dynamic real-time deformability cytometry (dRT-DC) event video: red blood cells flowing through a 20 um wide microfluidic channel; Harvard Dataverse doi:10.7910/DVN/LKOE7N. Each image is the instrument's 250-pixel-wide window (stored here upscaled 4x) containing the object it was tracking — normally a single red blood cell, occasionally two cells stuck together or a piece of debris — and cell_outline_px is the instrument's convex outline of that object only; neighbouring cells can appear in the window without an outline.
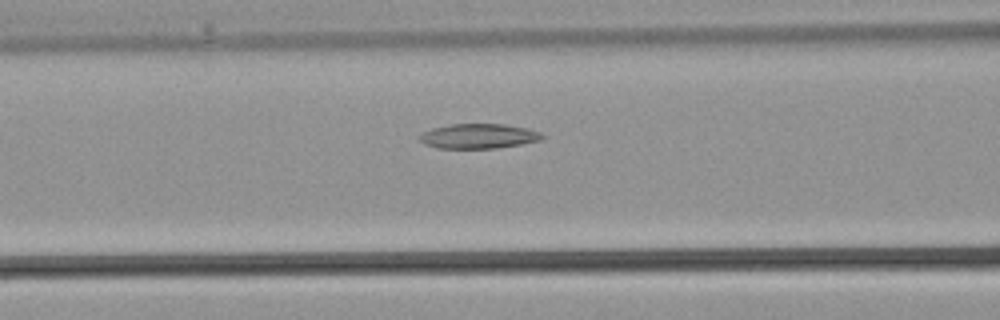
{"species": "common noctule bat (a hibernating species)", "species_latin": "Nyctalus noctula", "temperature_condition": "warm", "stored_images_in_passage": 24, "camera_frame_rate_fps": 3000, "um_per_image_px": 0.085, "animal": {"sex": "male", "body_mass_g": 21.5, "forearm_length_mm": 52.0}, "frame": {"image": 1, "passage_image": 4, "time_ms": 1.0, "image_size_px": [1000, 320], "cell_outline_px": [[548, 136], [540, 140], [520, 144], [496, 148], [436, 148], [424, 144], [416, 136], [432, 128], [448, 124], [504, 124], [528, 128], [540, 132]], "centroid_in_image_um": [40.67, 11.57], "position_along_channel_um": 125.9, "area_um2": 17.86}}
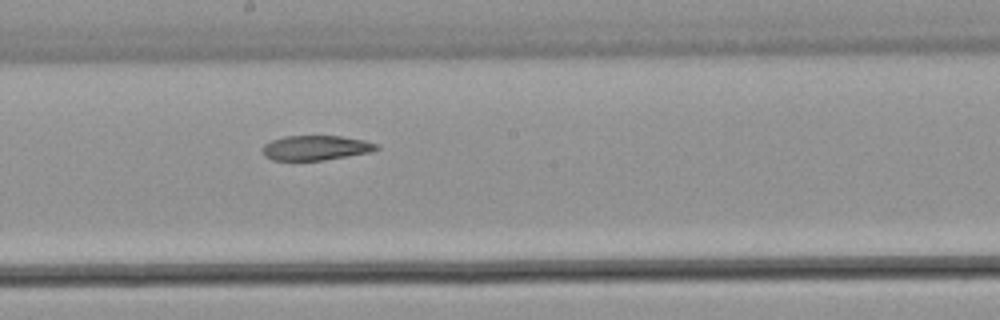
{"frame": {"image": 2, "passage_image": 9, "time_ms": 2.667, "image_size_px": [1000, 320], "cell_outline_px": [[380, 148], [368, 152], [324, 160], [272, 160], [264, 156], [260, 148], [264, 144], [272, 140], [284, 136], [340, 136], [364, 140], [376, 144]], "centroid_in_image_um": [26.77, 12.56], "position_along_channel_um": 221.4, "area_um2": 16.36}}
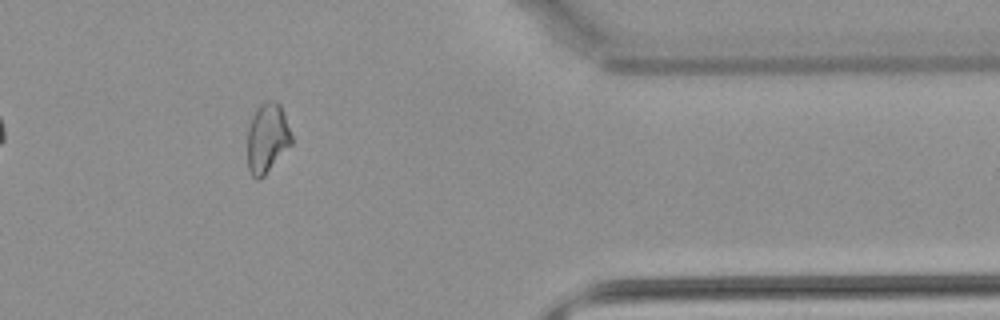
{"frame": {"image": 3, "passage_image": 19, "time_ms": 6.0, "image_size_px": [1000, 320], "cell_outline_px": [[292, 144], [264, 176], [260, 180], [256, 180], [252, 176], [248, 168], [248, 128], [252, 116], [256, 108], [260, 104], [268, 100], [276, 100], [280, 104], [292, 136]], "centroid_in_image_um": [22.71, 11.74], "position_along_channel_um": 388.7, "area_um2": 17.98}}